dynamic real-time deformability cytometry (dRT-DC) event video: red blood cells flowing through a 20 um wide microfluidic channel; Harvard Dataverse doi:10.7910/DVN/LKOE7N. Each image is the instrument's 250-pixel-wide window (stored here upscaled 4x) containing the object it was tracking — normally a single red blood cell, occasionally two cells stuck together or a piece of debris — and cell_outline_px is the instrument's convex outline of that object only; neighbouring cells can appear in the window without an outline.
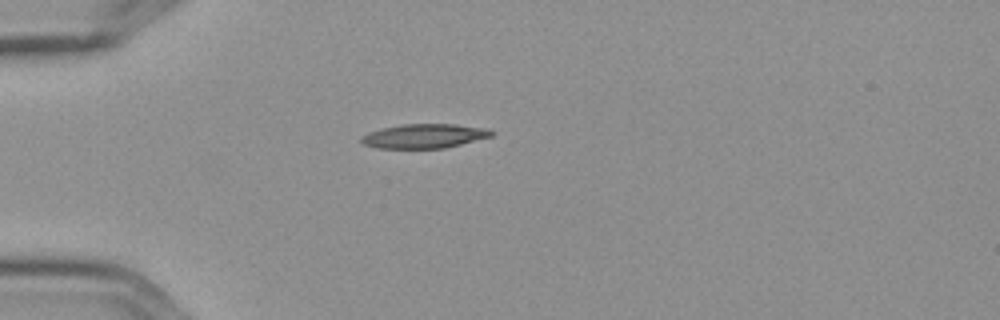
{"species": "Egyptian fruit bat (a non-hibernating species)", "species_latin": "Rousettus aegyptiacus", "temperature_condition": "cold", "stored_images_in_passage": 6, "camera_frame_rate_fps": 3000, "um_per_image_px": 0.085, "frame": {"image": 1, "passage_image": 1, "time_ms": 0.0, "image_size_px": [1000, 320], "cell_outline_px": [[496, 132], [492, 136], [444, 148], [376, 148], [364, 144], [360, 140], [360, 136], [368, 132], [380, 128], [404, 124], [456, 124], [488, 128]], "centroid_in_image_um": [36.06, 11.55], "position_along_channel_um": 48.9, "area_um2": 18.5}}
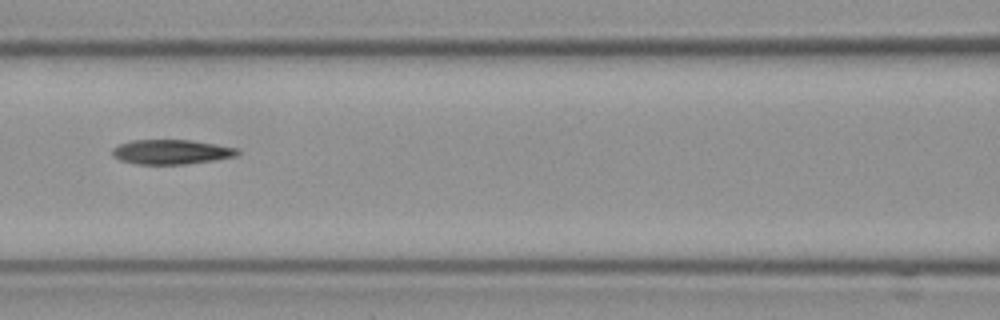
{"frame": {"image": 2, "passage_image": 4, "time_ms": 1.0, "image_size_px": [1000, 320], "cell_outline_px": [[240, 152], [236, 156], [212, 160], [184, 164], [136, 164], [120, 160], [112, 156], [112, 148], [120, 144], [132, 140], [192, 140], [216, 144], [236, 148]], "centroid_in_image_um": [14.53, 12.91], "position_along_channel_um": 152.1, "area_um2": 17.86}}
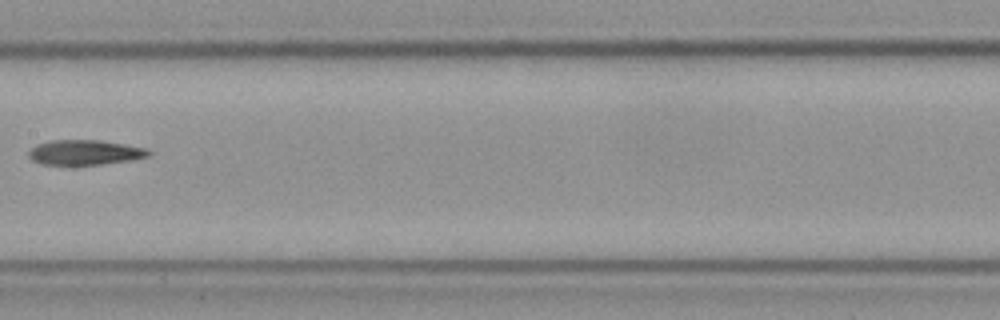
{"frame": {"image": 3, "passage_image": 5, "time_ms": 1.333, "image_size_px": [1000, 320], "cell_outline_px": [[152, 152], [148, 156], [132, 160], [100, 164], [40, 164], [32, 160], [28, 156], [28, 152], [36, 144], [48, 140], [100, 140], [148, 148]], "centroid_in_image_um": [7.21, 12.94], "position_along_channel_um": 200.2, "area_um2": 17.46}}